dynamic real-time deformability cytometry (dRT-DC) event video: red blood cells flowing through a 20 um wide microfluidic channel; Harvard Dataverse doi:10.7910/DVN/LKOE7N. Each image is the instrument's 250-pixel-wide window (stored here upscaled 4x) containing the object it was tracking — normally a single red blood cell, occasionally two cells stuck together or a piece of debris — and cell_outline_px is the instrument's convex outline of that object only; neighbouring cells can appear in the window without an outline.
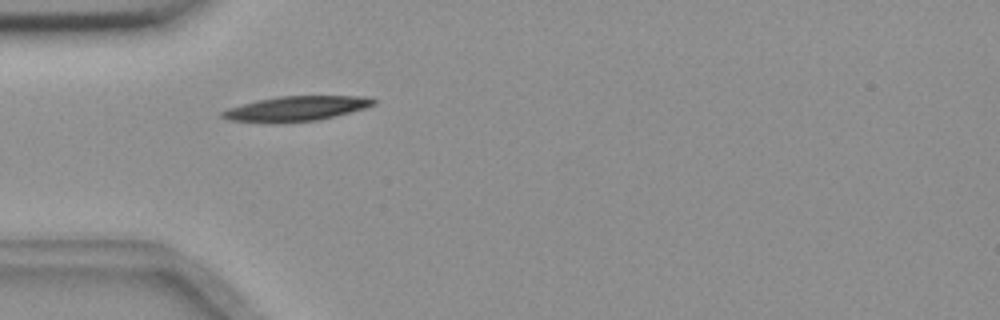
{"species": "common noctule bat (a hibernating species)", "species_latin": "Nyctalus noctula", "temperature_condition": "room temperature", "stored_images_in_passage": 2, "camera_frame_rate_fps": 3000, "um_per_image_px": 0.085, "animal": {"sex": "female", "body_mass_g": 18.4}, "frame": {"image": 1, "passage_image": 2, "time_ms": 0.333, "image_size_px": [1000, 320], "cell_outline_px": [[376, 104], [364, 108], [316, 120], [272, 124], [228, 120], [220, 116], [220, 112], [228, 108], [256, 100], [280, 96], [368, 96], [376, 100]], "centroid_in_image_um": [25.1, 9.24], "position_along_channel_um": 59.9, "area_um2": 22.02}}